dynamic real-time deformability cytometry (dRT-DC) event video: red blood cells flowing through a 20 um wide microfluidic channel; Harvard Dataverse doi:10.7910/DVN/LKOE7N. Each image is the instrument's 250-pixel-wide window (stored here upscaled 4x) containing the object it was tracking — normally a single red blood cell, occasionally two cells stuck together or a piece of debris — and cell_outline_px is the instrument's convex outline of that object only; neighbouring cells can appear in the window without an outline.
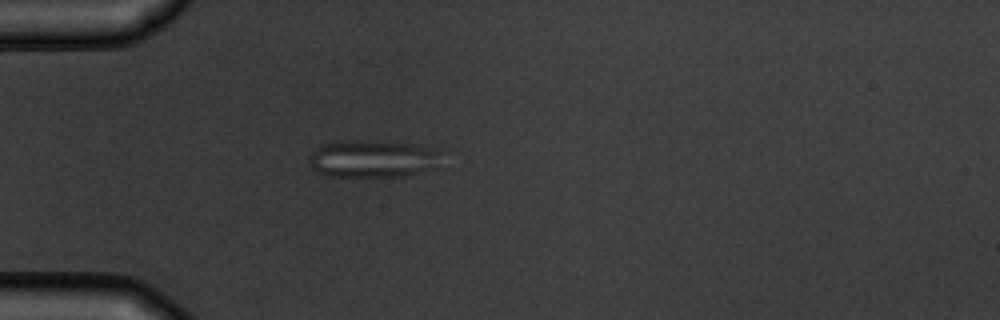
{"species": "common noctule bat (a hibernating species)", "species_latin": "Nyctalus noctula", "temperature_condition": "warm", "stored_images_in_passage": 1, "camera_frame_rate_fps": 3000, "um_per_image_px": 0.085, "animal": {"sex": "male", "body_mass_g": 19.5, "forearm_length_mm": 54.6}, "frame": {"image": 1, "passage_image": 1, "time_ms": 0.0, "image_size_px": [1000, 320], "cell_outline_px": [[440, 148], [436, 168], [400, 176], [324, 176], [316, 172], [312, 168], [308, 160], [308, 156], [320, 144], [332, 140], [368, 140], [412, 144]], "centroid_in_image_um": [31.6, 13.47], "position_along_channel_um": 53.4, "area_um2": 29.25}}